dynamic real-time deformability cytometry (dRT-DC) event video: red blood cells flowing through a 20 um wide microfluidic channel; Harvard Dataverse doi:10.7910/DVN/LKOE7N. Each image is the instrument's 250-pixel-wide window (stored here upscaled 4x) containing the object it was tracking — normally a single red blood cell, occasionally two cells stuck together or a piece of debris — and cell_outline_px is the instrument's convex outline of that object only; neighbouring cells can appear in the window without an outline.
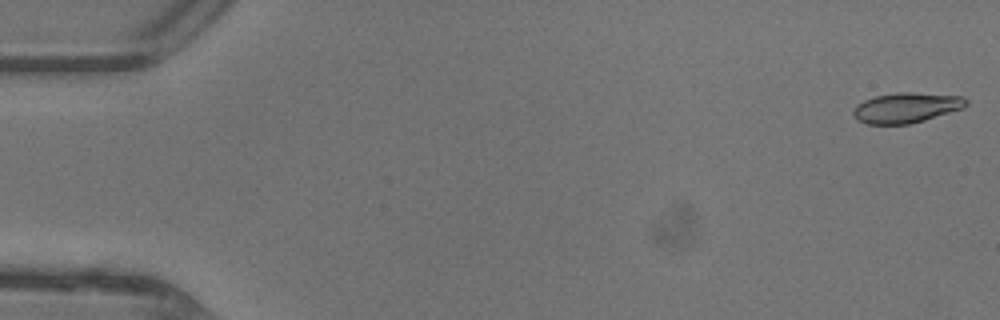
{"species": "common noctule bat (a hibernating species)", "species_latin": "Nyctalus noctula", "temperature_condition": "warm", "stored_images_in_passage": 47, "camera_frame_rate_fps": 3000, "um_per_image_px": 0.085, "animal": {"sex": "female"}, "frame": {"image": 1, "passage_image": 1, "time_ms": 0.0, "image_size_px": [1000, 320], "cell_outline_px": [[968, 104], [964, 108], [924, 120], [908, 124], [868, 124], [856, 120], [852, 112], [864, 100], [876, 96], [896, 92], [912, 92], [964, 96], [968, 100]], "centroid_in_image_um": [77.08, 9.15], "position_along_channel_um": 7.9, "area_um2": 19.83}}
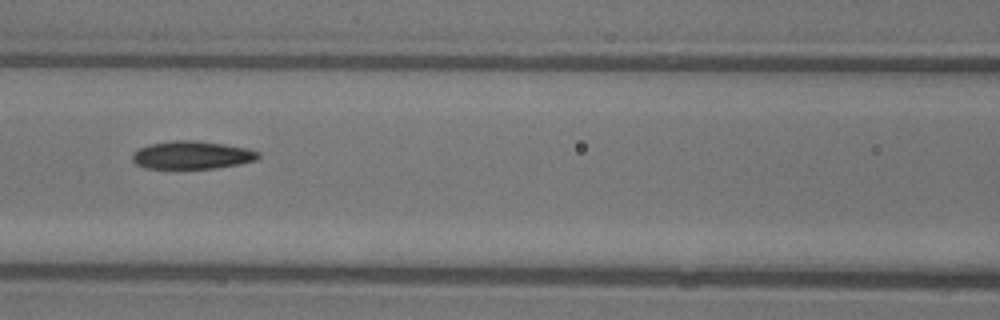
{"frame": {"image": 2, "passage_image": 21, "time_ms": 6.667, "image_size_px": [1000, 320], "cell_outline_px": [[260, 156], [256, 160], [240, 164], [216, 168], [144, 168], [136, 164], [132, 160], [132, 152], [148, 144], [172, 140], [196, 140], [224, 144], [248, 148], [260, 152]], "centroid_in_image_um": [16.31, 13.17], "position_along_channel_um": 150.3, "area_um2": 20.69}}
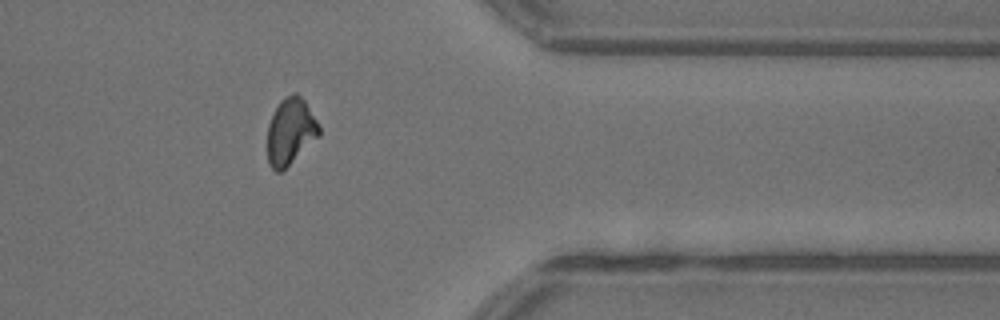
{"frame": {"image": 3, "passage_image": 38, "time_ms": 12.333, "image_size_px": [1000, 320], "cell_outline_px": [[320, 136], [280, 172], [276, 172], [268, 164], [268, 124], [280, 100], [292, 92], [296, 92], [304, 100], [316, 120], [320, 128]], "centroid_in_image_um": [24.69, 11.16], "position_along_channel_um": 386.7, "area_um2": 19.83}, "authors_computed_cell_mechanics": {"area_um2": 20.3456, "velocity_mm_per_s": 4.4562, "shape_relaxation_time_tau1_ms": null, "shape_relaxation_time_tau2_ms": 3.4762, "deformation_change_tau1": null, "deformation_change_tau2": 0.0955}}